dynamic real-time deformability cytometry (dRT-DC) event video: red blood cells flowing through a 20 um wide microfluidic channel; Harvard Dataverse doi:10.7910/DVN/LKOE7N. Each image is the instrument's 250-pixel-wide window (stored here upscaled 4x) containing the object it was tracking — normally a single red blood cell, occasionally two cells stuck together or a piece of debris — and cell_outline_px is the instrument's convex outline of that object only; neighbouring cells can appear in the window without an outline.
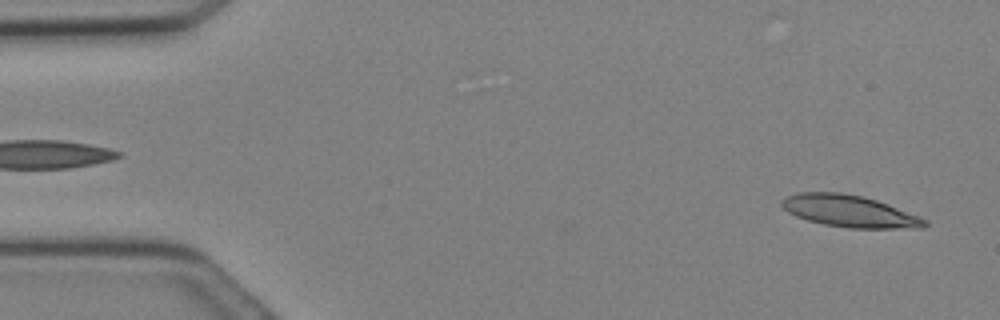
{"species": "Egyptian fruit bat (a non-hibernating species)", "species_latin": "Rousettus aegyptiacus", "temperature_condition": "cold", "stored_images_in_passage": 19, "camera_frame_rate_fps": 3000, "um_per_image_px": 0.085, "animal": {"sex": "female"}, "frame": {"image": 1, "passage_image": 1, "time_ms": 0.0, "image_size_px": [1000, 320], "cell_outline_px": [[928, 224], [924, 228], [848, 228], [824, 224], [808, 220], [796, 216], [788, 212], [780, 204], [780, 200], [796, 192], [840, 192], [860, 196], [876, 200], [888, 204], [928, 220]], "centroid_in_image_um": [72.19, 17.95], "position_along_channel_um": 12.8, "area_um2": 26.47}}
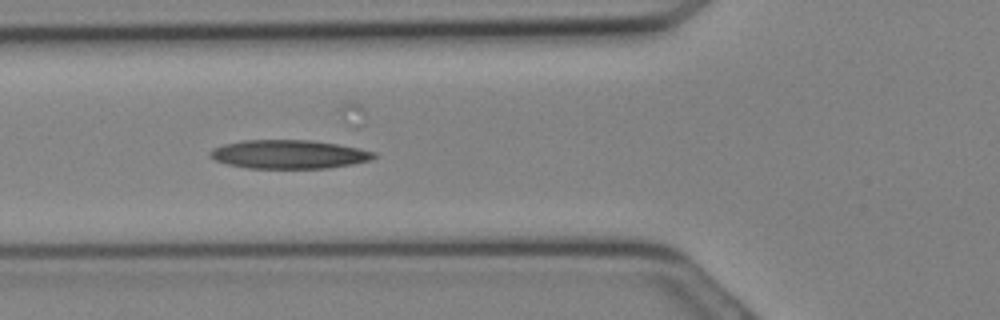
{"frame": {"image": 2, "passage_image": 10, "time_ms": 3.0, "image_size_px": [1000, 320], "cell_outline_px": [[376, 156], [368, 160], [352, 164], [324, 168], [248, 168], [228, 164], [216, 160], [208, 156], [208, 152], [212, 148], [224, 144], [244, 140], [312, 140], [360, 148], [376, 152]], "centroid_in_image_um": [24.52, 13.11], "position_along_channel_um": 101.3, "area_um2": 27.28}}
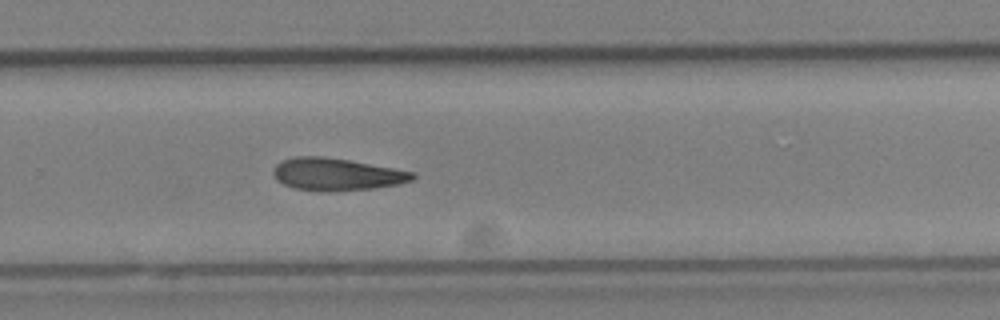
{"frame": {"image": 3, "passage_image": 19, "time_ms": 6.0, "image_size_px": [1000, 320], "cell_outline_px": [[416, 176], [412, 180], [396, 184], [372, 188], [324, 192], [296, 188], [284, 184], [276, 180], [272, 172], [276, 164], [292, 156], [324, 156], [348, 160], [416, 172]], "centroid_in_image_um": [28.58, 14.81], "position_along_channel_um": 301.2, "area_um2": 26.13}}